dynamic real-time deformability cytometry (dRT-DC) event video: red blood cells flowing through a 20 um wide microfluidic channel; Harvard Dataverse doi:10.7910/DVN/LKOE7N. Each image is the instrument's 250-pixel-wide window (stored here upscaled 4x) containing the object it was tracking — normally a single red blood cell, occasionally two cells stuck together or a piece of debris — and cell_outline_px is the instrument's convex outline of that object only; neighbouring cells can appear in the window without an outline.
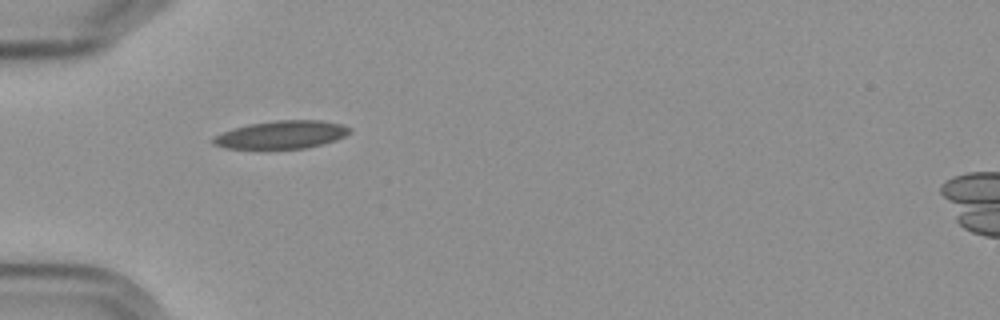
{"species": "Egyptian fruit bat (a non-hibernating species)", "species_latin": "Rousettus aegyptiacus", "temperature_condition": "cold", "stored_images_in_passage": 3, "camera_frame_rate_fps": 3000, "um_per_image_px": 0.085, "frame": {"image": 1, "passage_image": 1, "time_ms": 0.0, "image_size_px": [1000, 320], "cell_outline_px": [[352, 132], [336, 140], [304, 148], [224, 148], [212, 144], [212, 136], [220, 132], [232, 128], [248, 124], [276, 120], [320, 120], [340, 124], [352, 128]], "centroid_in_image_um": [23.89, 11.44], "position_along_channel_um": 61.1, "area_um2": 22.25}}
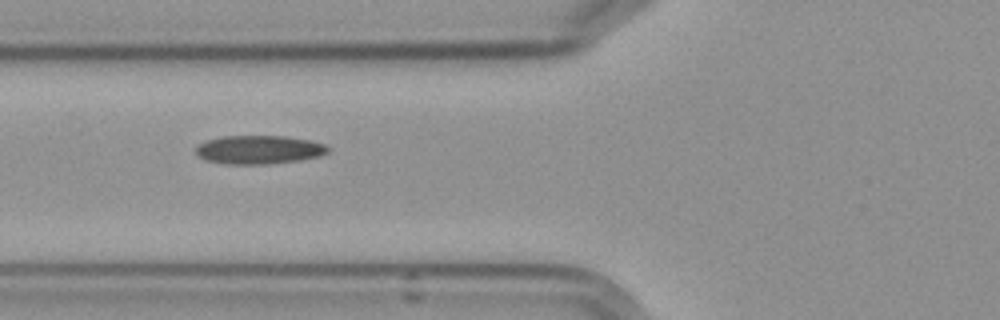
{"frame": {"image": 2, "passage_image": 2, "time_ms": 1.333, "image_size_px": [1000, 320], "cell_outline_px": [[328, 152], [320, 156], [300, 160], [264, 164], [228, 164], [204, 160], [196, 152], [196, 148], [200, 144], [208, 140], [224, 136], [284, 136], [312, 140], [324, 144], [328, 148]], "centroid_in_image_um": [22.04, 12.72], "position_along_channel_um": 103.8, "area_um2": 21.85}}